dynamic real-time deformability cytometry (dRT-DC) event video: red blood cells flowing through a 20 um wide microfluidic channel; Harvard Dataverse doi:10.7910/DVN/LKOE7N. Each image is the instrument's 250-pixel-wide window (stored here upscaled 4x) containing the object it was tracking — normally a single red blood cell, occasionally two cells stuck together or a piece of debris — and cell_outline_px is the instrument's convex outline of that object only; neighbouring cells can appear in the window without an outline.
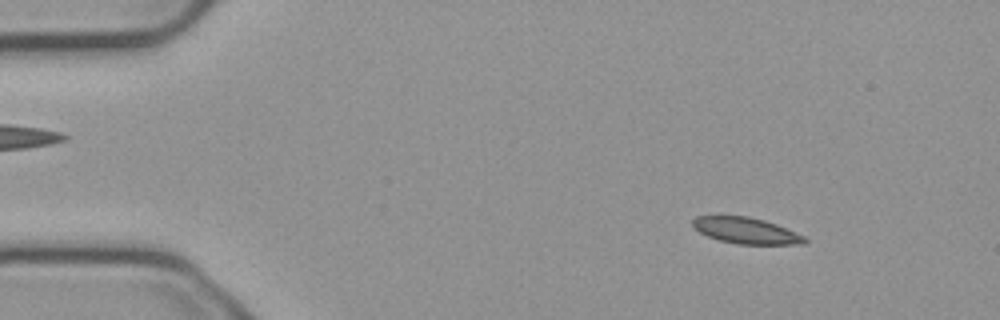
{"species": "common noctule bat (a hibernating species)", "species_latin": "Nyctalus noctula", "temperature_condition": "cold", "stored_images_in_passage": 55, "camera_frame_rate_fps": 3000, "um_per_image_px": 0.085, "animal": {"sex": "male", "body_mass_g": 23.1, "forearm_length_mm": 52.7}, "frame": {"image": 1, "passage_image": 7, "time_ms": 2.0, "image_size_px": [1000, 320], "cell_outline_px": [[808, 240], [804, 244], [736, 244], [720, 240], [708, 236], [692, 228], [692, 220], [696, 216], [748, 216], [764, 220], [776, 224], [804, 236]], "centroid_in_image_um": [63.39, 19.6], "position_along_channel_um": 21.6, "area_um2": 16.99}}
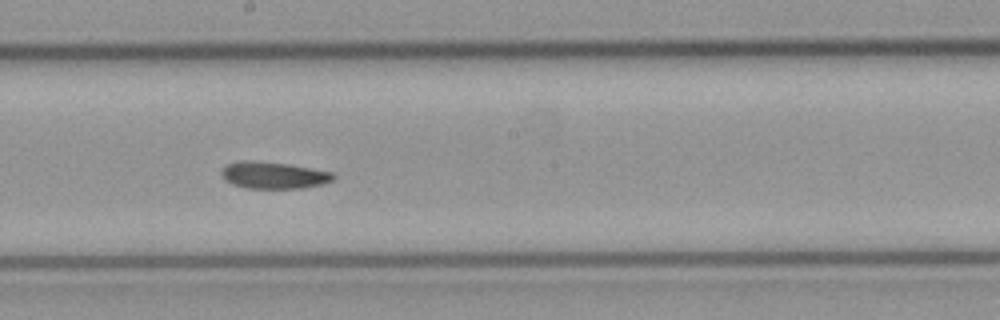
{"frame": {"image": 2, "passage_image": 30, "time_ms": 9.667, "image_size_px": [1000, 320], "cell_outline_px": [[336, 180], [324, 184], [304, 188], [248, 188], [232, 184], [224, 180], [220, 172], [228, 164], [240, 160], [252, 160], [288, 164], [332, 172], [336, 176]], "centroid_in_image_um": [23.29, 14.9], "position_along_channel_um": 224.9, "area_um2": 17.63}}
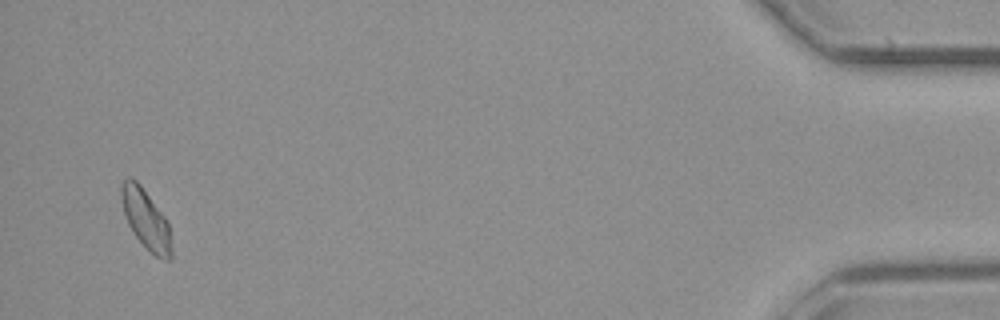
{"frame": {"image": 3, "passage_image": 53, "time_ms": 17.333, "image_size_px": [1000, 320], "cell_outline_px": [[172, 260], [164, 260], [156, 256], [136, 236], [128, 224], [124, 216], [120, 196], [120, 184], [128, 176], [132, 176], [140, 184], [168, 220], [172, 248]], "centroid_in_image_um": [12.39, 18.59], "position_along_channel_um": 422.8, "area_um2": 17.57}, "authors_computed_cell_mechanics": {"area_um2": 17.5712, "velocity_mm_per_s": 3.7274, "shape_relaxation_time_tau1_ms": 7.3839, "shape_relaxation_time_tau2_ms": 5.1792, "deformation_change_tau1": 0.1095, "deformation_change_tau2": 0.0772}}